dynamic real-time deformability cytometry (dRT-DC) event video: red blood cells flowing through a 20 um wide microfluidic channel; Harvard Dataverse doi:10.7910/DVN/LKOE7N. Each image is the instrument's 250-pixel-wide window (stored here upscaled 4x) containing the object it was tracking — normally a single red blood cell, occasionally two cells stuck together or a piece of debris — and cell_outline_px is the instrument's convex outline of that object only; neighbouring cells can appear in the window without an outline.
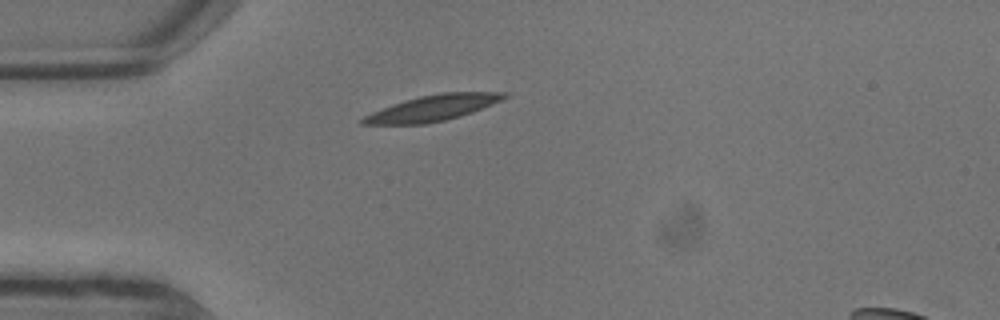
{"species": "common noctule bat (a hibernating species)", "species_latin": "Nyctalus noctula", "temperature_condition": "warm", "stored_images_in_passage": 4, "camera_frame_rate_fps": 3000, "um_per_image_px": 0.085, "animal": {"sex": "male", "body_mass_g": 13.3}, "frame": {"image": 1, "passage_image": 1, "time_ms": 0.0, "image_size_px": [1000, 320], "cell_outline_px": [[508, 96], [492, 104], [472, 112], [460, 116], [444, 120], [424, 124], [360, 124], [360, 120], [364, 116], [372, 112], [392, 104], [404, 100], [420, 96], [440, 92], [508, 92]], "centroid_in_image_um": [36.77, 9.17], "position_along_channel_um": 48.2, "area_um2": 21.1}}
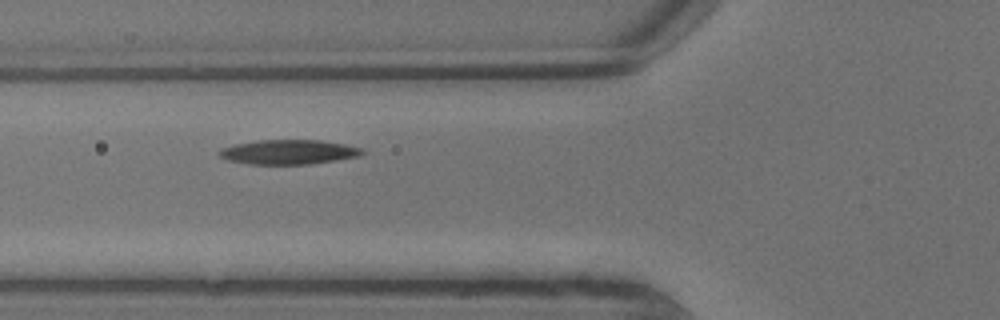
{"frame": {"image": 2, "passage_image": 3, "time_ms": 0.667, "image_size_px": [1000, 320], "cell_outline_px": [[364, 152], [360, 156], [312, 164], [252, 164], [228, 160], [220, 156], [216, 152], [220, 148], [236, 144], [256, 140], [320, 140], [344, 144], [364, 148]], "centroid_in_image_um": [24.54, 12.92], "position_along_channel_um": 101.3, "area_um2": 20.52}}
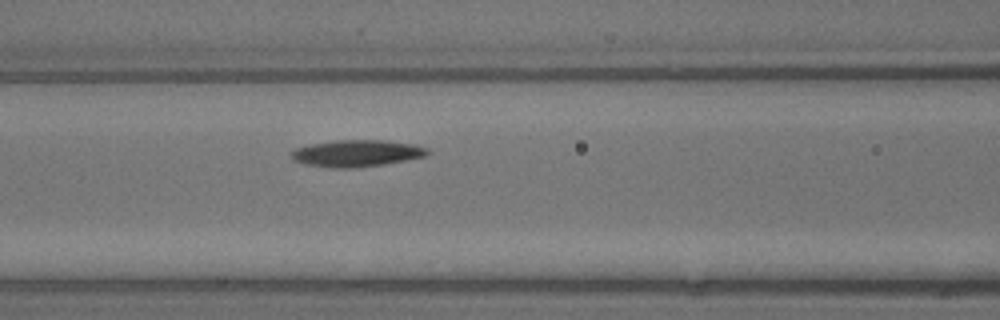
{"frame": {"image": 3, "passage_image": 4, "time_ms": 1.0, "image_size_px": [1000, 320], "cell_outline_px": [[432, 152], [424, 156], [384, 164], [356, 168], [332, 168], [304, 164], [292, 160], [292, 152], [296, 148], [312, 144], [336, 140], [388, 140], [416, 144], [428, 148]], "centroid_in_image_um": [30.35, 13.03], "position_along_channel_um": 136.2, "area_um2": 21.33}}